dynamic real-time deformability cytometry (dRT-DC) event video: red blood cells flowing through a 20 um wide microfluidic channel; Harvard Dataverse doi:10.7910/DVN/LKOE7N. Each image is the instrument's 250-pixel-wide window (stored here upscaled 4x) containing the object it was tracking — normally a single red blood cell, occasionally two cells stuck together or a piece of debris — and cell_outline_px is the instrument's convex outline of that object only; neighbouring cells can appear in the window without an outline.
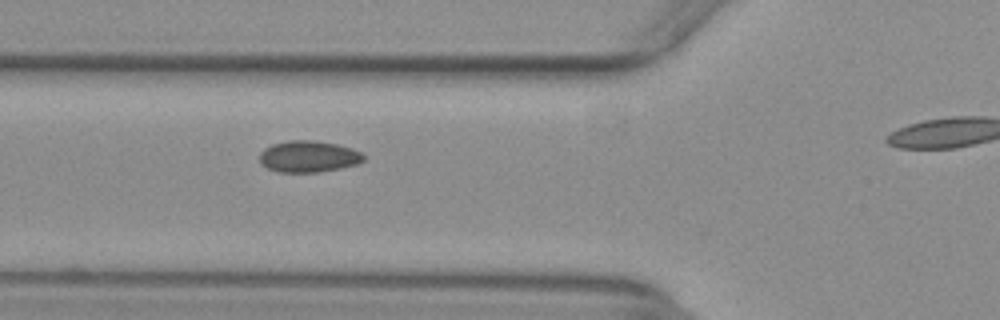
{"species": "common noctule bat (a hibernating species)", "species_latin": "Nyctalus noctula", "temperature_condition": "warm", "stored_images_in_passage": 39, "camera_frame_rate_fps": 3000, "um_per_image_px": 0.085, "animal": {"sex": "female", "body_mass_g": 29.2, "forearm_length_mm": 56.3}, "frame": {"image": 1, "passage_image": 15, "time_ms": 4.667, "image_size_px": [1000, 320], "cell_outline_px": [[364, 160], [356, 164], [340, 168], [320, 172], [280, 172], [268, 168], [260, 160], [260, 152], [264, 148], [272, 144], [288, 140], [312, 140], [340, 144], [352, 148], [360, 152], [364, 156]], "centroid_in_image_um": [26.24, 13.29], "position_along_channel_um": 99.6, "area_um2": 19.07}}
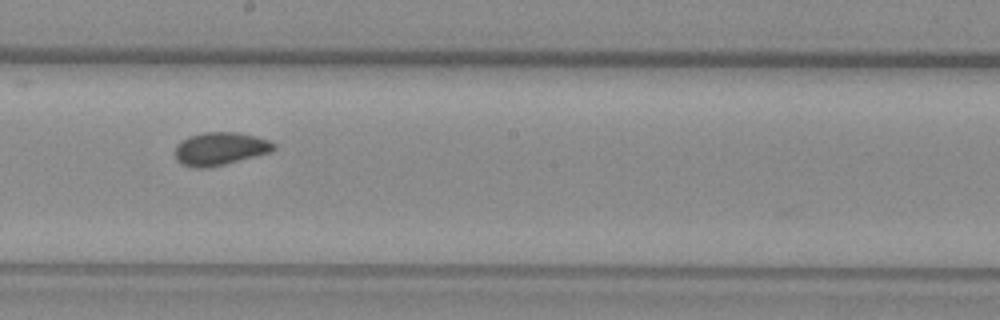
{"frame": {"image": 2, "passage_image": 25, "time_ms": 8.0, "image_size_px": [1000, 320], "cell_outline_px": [[276, 148], [272, 152], [208, 168], [192, 168], [180, 164], [176, 160], [176, 144], [188, 136], [204, 132], [240, 132], [256, 136], [268, 140], [276, 144]], "centroid_in_image_um": [18.71, 12.64], "position_along_channel_um": 229.5, "area_um2": 19.19}}
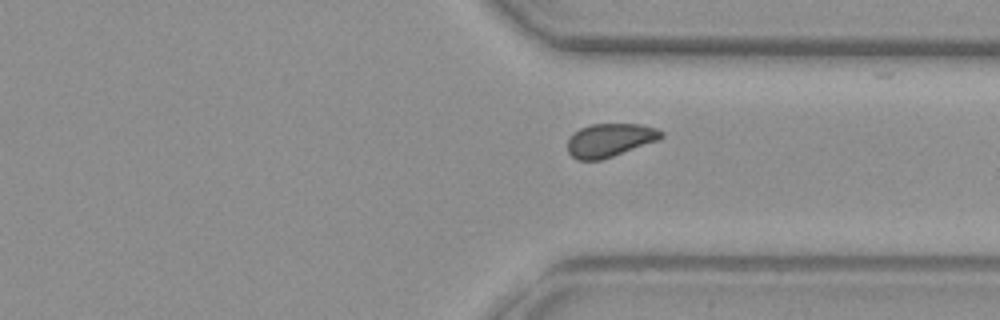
{"frame": {"image": 3, "passage_image": 35, "time_ms": 11.333, "image_size_px": [1000, 320], "cell_outline_px": [[664, 136], [660, 140], [600, 160], [576, 160], [568, 152], [568, 140], [572, 132], [580, 128], [592, 124], [640, 124], [656, 128], [664, 132]], "centroid_in_image_um": [51.85, 11.9], "position_along_channel_um": 359.6, "area_um2": 18.32}}